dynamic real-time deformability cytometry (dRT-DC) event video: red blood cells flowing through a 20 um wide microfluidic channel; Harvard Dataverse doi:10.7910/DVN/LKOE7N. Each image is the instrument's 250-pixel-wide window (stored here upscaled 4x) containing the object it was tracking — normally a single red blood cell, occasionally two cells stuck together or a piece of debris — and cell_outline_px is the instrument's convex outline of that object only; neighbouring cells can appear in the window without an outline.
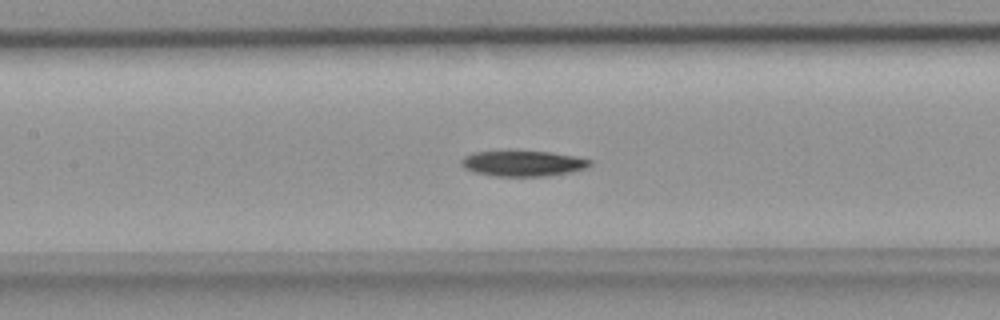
{"species": "common noctule bat (a hibernating species)", "species_latin": "Nyctalus noctula", "temperature_condition": "room temperature", "stored_images_in_passage": 48, "camera_frame_rate_fps": 3000, "um_per_image_px": 0.085, "animal": {"sex": "female", "body_mass_g": 18.4}, "frame": {"image": 1, "passage_image": 21, "time_ms": 6.667, "image_size_px": [1000, 320], "cell_outline_px": [[592, 164], [588, 168], [572, 172], [544, 176], [496, 176], [476, 172], [464, 168], [460, 164], [460, 160], [464, 156], [472, 152], [552, 152], [576, 156], [592, 160]], "centroid_in_image_um": [44.49, 13.9], "position_along_channel_um": 162.9, "area_um2": 19.07}}
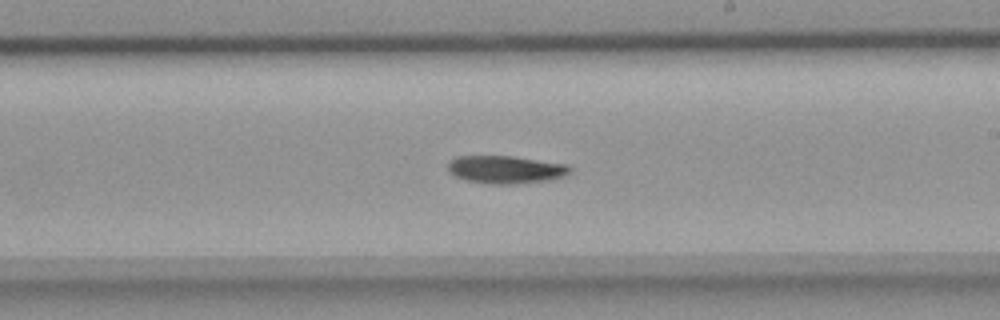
{"frame": {"image": 2, "passage_image": 27, "time_ms": 8.667, "image_size_px": [1000, 320], "cell_outline_px": [[572, 172], [564, 176], [552, 180], [512, 184], [492, 184], [464, 180], [456, 176], [448, 168], [448, 160], [456, 156], [512, 156], [568, 164], [572, 168]], "centroid_in_image_um": [43.02, 14.41], "position_along_channel_um": 246.0, "area_um2": 19.94}}
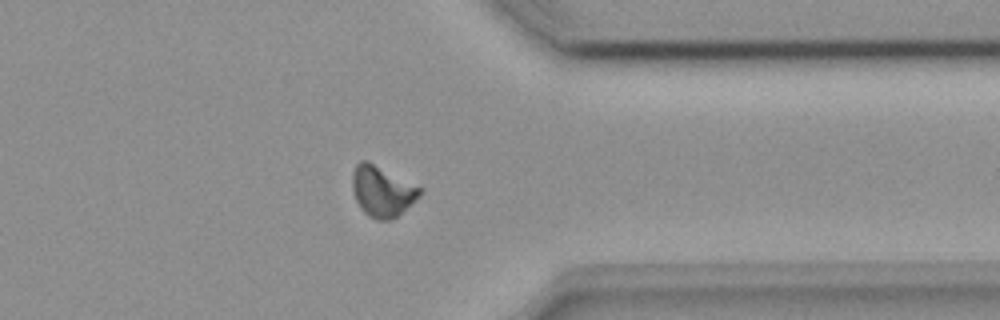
{"frame": {"image": 3, "passage_image": 37, "time_ms": 12.0, "image_size_px": [1000, 320], "cell_outline_px": [[424, 188], [420, 196], [392, 220], [376, 220], [368, 216], [360, 208], [356, 200], [352, 188], [352, 172], [356, 164], [360, 160], [364, 160]], "centroid_in_image_um": [32.48, 16.27], "position_along_channel_um": 378.9, "area_um2": 19.83}}